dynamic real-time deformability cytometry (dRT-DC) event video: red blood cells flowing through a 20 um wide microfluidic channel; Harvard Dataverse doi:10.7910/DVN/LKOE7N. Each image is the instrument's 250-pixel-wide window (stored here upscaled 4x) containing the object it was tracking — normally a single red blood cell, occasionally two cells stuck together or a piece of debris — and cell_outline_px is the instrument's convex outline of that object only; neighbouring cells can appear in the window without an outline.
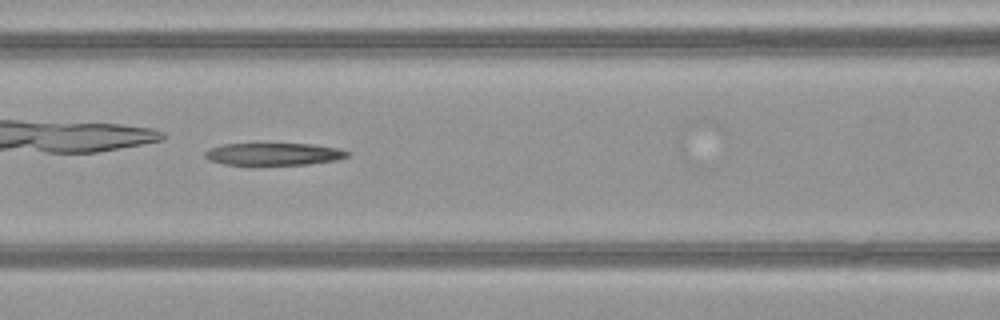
{"species": "common noctule bat (a hibernating species)", "species_latin": "Nyctalus noctula", "temperature_condition": "warm", "stored_images_in_passage": 50, "camera_frame_rate_fps": 3000, "um_per_image_px": 0.085, "animal": {"sex": "female", "body_mass_g": 21.9}, "frame": {"image": 1, "passage_image": 22, "time_ms": 7.0, "image_size_px": [1000, 320], "cell_outline_px": [[348, 156], [336, 160], [308, 164], [252, 168], [248, 168], [224, 164], [208, 160], [204, 156], [204, 152], [220, 144], [312, 144], [340, 148], [348, 152]], "centroid_in_image_um": [23.18, 13.15], "position_along_channel_um": 143.4, "area_um2": 19.54}}
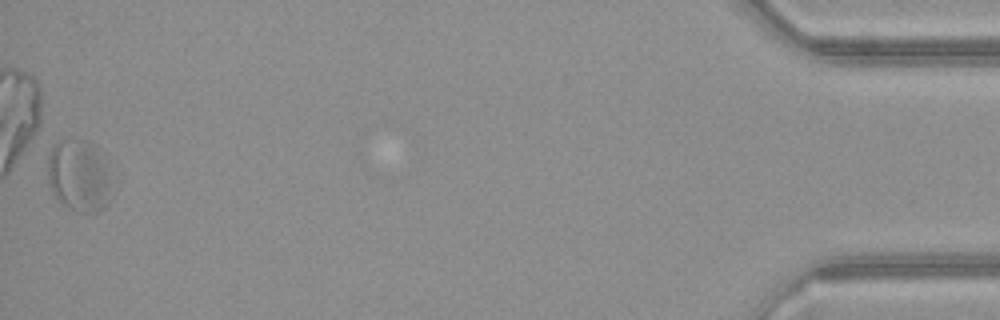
{"frame": {"image": 2, "passage_image": 50, "time_ms": 16.333, "image_size_px": [1000, 320], "cell_outline_px": [[120, 180], [108, 204], [100, 212], [76, 212], [60, 204], [52, 192], [48, 180], [48, 156], [52, 148], [60, 140], [88, 140], [96, 144], [120, 172]], "centroid_in_image_um": [6.94, 14.94], "position_along_channel_um": 428.3, "area_um2": 29.65}}